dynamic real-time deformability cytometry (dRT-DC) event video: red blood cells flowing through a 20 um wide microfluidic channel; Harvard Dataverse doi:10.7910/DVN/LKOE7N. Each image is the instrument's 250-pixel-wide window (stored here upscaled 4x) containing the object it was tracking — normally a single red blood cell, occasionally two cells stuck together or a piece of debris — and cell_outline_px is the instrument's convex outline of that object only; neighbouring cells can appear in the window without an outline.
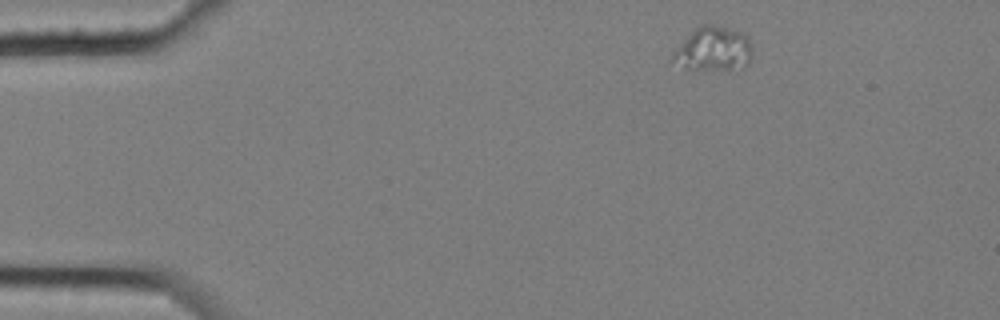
{"species": "common noctule bat (a hibernating species)", "species_latin": "Nyctalus noctula", "temperature_condition": "cold", "stored_images_in_passage": 8, "camera_frame_rate_fps": 3000, "um_per_image_px": 0.085, "animal": {"sex": "female", "body_mass_g": 25.1}, "frame": {"image": 1, "passage_image": 1, "time_ms": 0.0, "image_size_px": [1000, 320], "cell_outline_px": [[752, 56], [748, 64], [728, 68], [696, 72], [668, 64], [668, 56], [700, 24], [716, 24], [740, 32], [752, 44]], "centroid_in_image_um": [60.51, 4.21], "position_along_channel_um": 24.5, "area_um2": 21.04}}
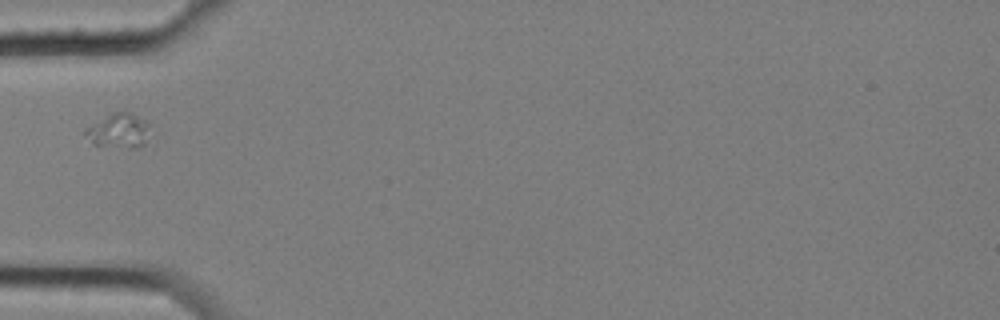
{"frame": {"image": 2, "passage_image": 4, "time_ms": 1.0, "image_size_px": [1000, 320], "cell_outline_px": [[152, 124], [148, 144], [140, 148], [132, 148], [92, 144], [84, 132], [84, 128], [112, 112], [128, 112], [148, 120]], "centroid_in_image_um": [10.19, 11.12], "position_along_channel_um": 74.8, "area_um2": 13.53}}
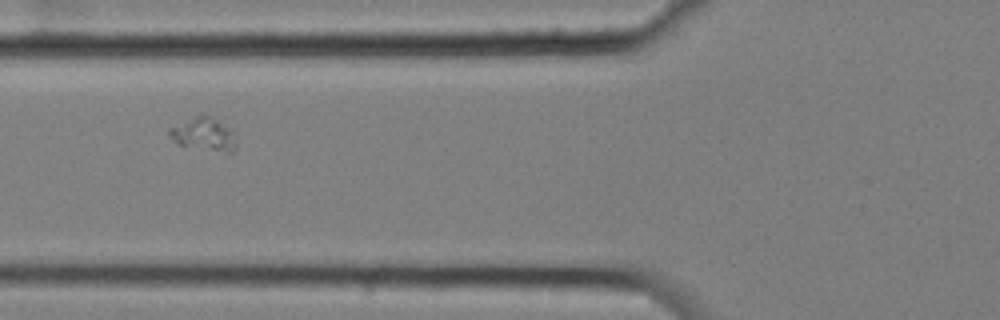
{"frame": {"image": 3, "passage_image": 5, "time_ms": 1.333, "image_size_px": [1000, 320], "cell_outline_px": [[236, 148], [232, 152], [184, 148], [176, 144], [168, 136], [168, 132], [172, 128], [200, 112], [232, 128], [236, 140]], "centroid_in_image_um": [17.31, 11.43], "position_along_channel_um": 108.5, "area_um2": 13.24}}